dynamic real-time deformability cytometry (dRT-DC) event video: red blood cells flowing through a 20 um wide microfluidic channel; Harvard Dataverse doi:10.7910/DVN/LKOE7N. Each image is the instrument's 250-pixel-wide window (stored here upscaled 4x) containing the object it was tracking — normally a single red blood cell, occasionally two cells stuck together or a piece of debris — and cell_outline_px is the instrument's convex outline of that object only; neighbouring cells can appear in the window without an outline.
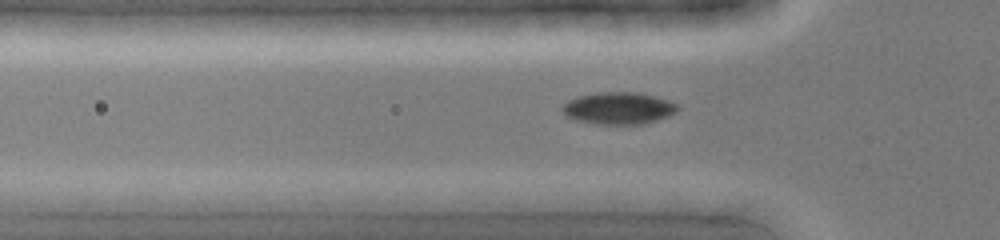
{"species": "common noctule bat (a hibernating species)", "species_latin": "Nyctalus noctula", "temperature_condition": "cold", "stored_images_in_passage": 43, "camera_frame_rate_fps": 3000, "um_per_image_px": 0.085, "animal": {"sex": "female", "body_mass_g": 19.0, "forearm_length_mm": 51.5}, "frame": {"image": 1, "passage_image": 13, "time_ms": 4.0, "image_size_px": [1000, 240], "cell_outline_px": [[680, 108], [676, 112], [668, 116], [644, 124], [600, 124], [580, 120], [568, 116], [560, 108], [568, 100], [580, 96], [596, 92], [636, 92], [656, 96], [676, 104]], "centroid_in_image_um": [52.6, 9.19], "position_along_channel_um": 73.2, "area_um2": 21.27}}
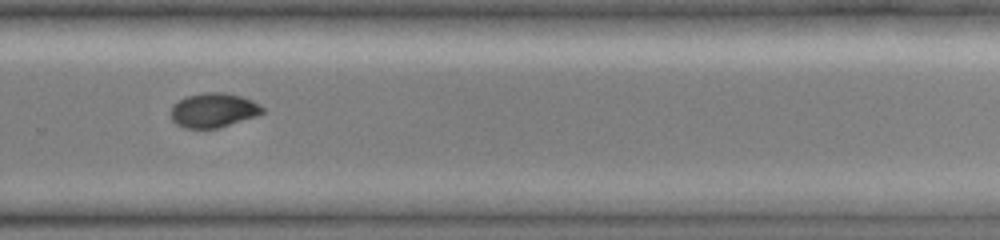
{"frame": {"image": 2, "passage_image": 29, "time_ms": 9.333, "image_size_px": [1000, 240], "cell_outline_px": [[264, 112], [256, 116], [216, 128], [184, 128], [176, 124], [172, 120], [172, 104], [188, 96], [204, 92], [224, 92], [240, 96], [252, 100], [264, 108]], "centroid_in_image_um": [18.14, 9.36], "position_along_channel_um": 311.7, "area_um2": 18.15}}
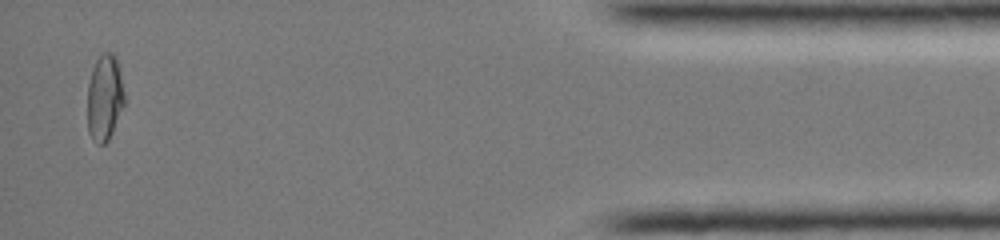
{"frame": {"image": 3, "passage_image": 41, "time_ms": 13.333, "image_size_px": [1000, 240], "cell_outline_px": [[124, 104], [112, 132], [108, 140], [104, 144], [100, 144], [88, 132], [88, 84], [92, 68], [96, 60], [104, 52], [112, 52], [116, 56], [120, 72], [124, 92]], "centroid_in_image_um": [8.89, 8.26], "position_along_channel_um": 426.3, "area_um2": 18.32}}